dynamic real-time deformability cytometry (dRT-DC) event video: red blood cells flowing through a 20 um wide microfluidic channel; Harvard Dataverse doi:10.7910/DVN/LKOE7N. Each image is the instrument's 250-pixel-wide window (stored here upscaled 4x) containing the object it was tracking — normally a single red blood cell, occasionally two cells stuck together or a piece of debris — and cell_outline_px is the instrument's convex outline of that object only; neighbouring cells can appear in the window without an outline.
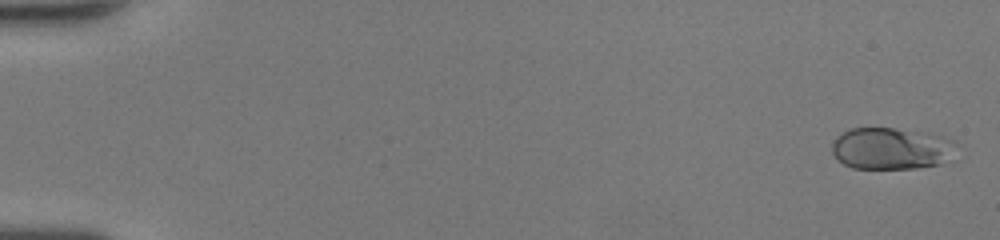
{"species": "human", "species_latin": "Homo sapiens", "temperature_condition": "room temperature", "stored_images_in_passage": 50, "camera_frame_rate_fps": 3000, "um_per_image_px": 0.085, "donor": {"sex": "female"}, "frame": {"image": 1, "passage_image": 2, "time_ms": 0.333, "image_size_px": [1000, 240], "cell_outline_px": [[956, 144], [940, 164], [916, 168], [852, 168], [844, 164], [832, 152], [832, 144], [836, 136], [848, 128], [892, 128], [924, 132], [956, 140]], "centroid_in_image_um": [75.68, 12.6], "position_along_channel_um": 9.3, "area_um2": 29.88}}
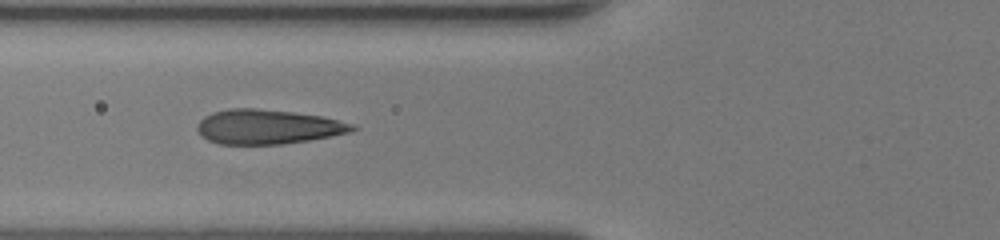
{"frame": {"image": 2, "passage_image": 21, "time_ms": 6.667, "image_size_px": [1000, 240], "cell_outline_px": [[360, 128], [348, 132], [332, 136], [308, 140], [280, 144], [220, 144], [208, 140], [200, 136], [196, 132], [196, 124], [204, 116], [212, 112], [228, 108], [252, 108], [292, 112], [320, 116], [352, 124]], "centroid_in_image_um": [22.68, 10.78], "position_along_channel_um": 103.1, "area_um2": 31.15}}
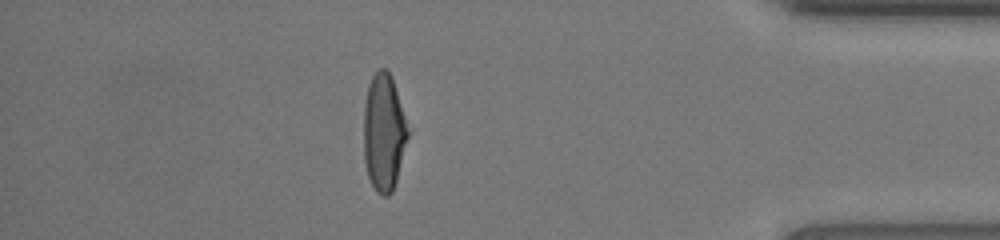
{"frame": {"image": 3, "passage_image": 44, "time_ms": 14.333, "image_size_px": [1000, 240], "cell_outline_px": [[408, 136], [396, 180], [392, 192], [388, 196], [384, 196], [376, 192], [368, 176], [364, 160], [364, 104], [368, 84], [376, 68], [388, 68], [392, 76], [404, 116], [408, 132]], "centroid_in_image_um": [32.6, 11.21], "position_along_channel_um": 402.6, "area_um2": 30.06}, "authors_computed_cell_mechanics": {"area_um2": 30.8074, "velocity_mm_per_s": 4.368, "shape_relaxation_time_tau1_ms": 4.2401, "shape_relaxation_time_tau2_ms": null, "deformation_change_tau1": 0.2059, "deformation_change_tau2": null}}